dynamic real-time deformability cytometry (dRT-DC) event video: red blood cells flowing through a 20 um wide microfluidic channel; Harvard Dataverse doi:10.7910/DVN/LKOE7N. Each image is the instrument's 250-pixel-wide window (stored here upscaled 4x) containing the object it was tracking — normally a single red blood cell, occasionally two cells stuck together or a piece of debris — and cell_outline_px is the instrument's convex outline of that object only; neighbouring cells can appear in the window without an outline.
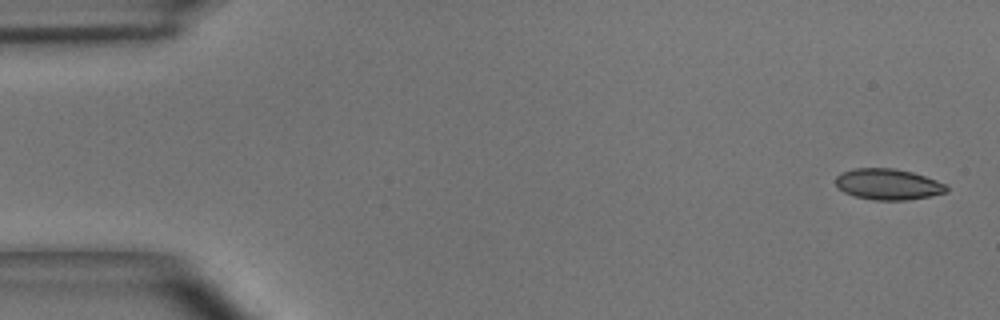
{"species": "common noctule bat (a hibernating species)", "species_latin": "Nyctalus noctula", "temperature_condition": "room temperature", "stored_images_in_passage": 5, "camera_frame_rate_fps": 3000, "um_per_image_px": 0.085, "animal": {"sex": "male", "body_mass_g": 15.6}, "frame": {"image": 1, "passage_image": 1, "time_ms": 0.0, "image_size_px": [1000, 320], "cell_outline_px": [[948, 192], [932, 196], [908, 200], [872, 200], [852, 196], [844, 192], [836, 184], [836, 176], [840, 172], [856, 168], [892, 168], [912, 172], [948, 184]], "centroid_in_image_um": [75.5, 15.67], "position_along_channel_um": 9.5, "area_um2": 20.23}}
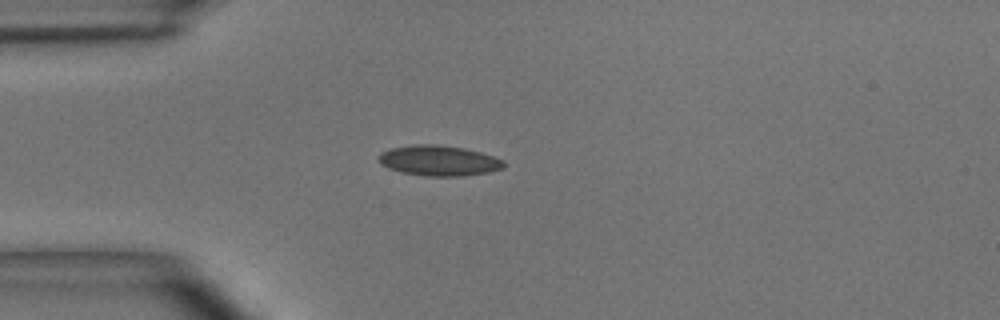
{"frame": {"image": 2, "passage_image": 4, "time_ms": 1.0, "image_size_px": [1000, 320], "cell_outline_px": [[504, 168], [488, 172], [460, 176], [428, 176], [404, 172], [388, 168], [380, 164], [376, 156], [380, 152], [392, 148], [416, 144], [432, 144], [464, 148], [480, 152], [504, 160]], "centroid_in_image_um": [37.27, 13.65], "position_along_channel_um": 47.7, "area_um2": 22.02}}